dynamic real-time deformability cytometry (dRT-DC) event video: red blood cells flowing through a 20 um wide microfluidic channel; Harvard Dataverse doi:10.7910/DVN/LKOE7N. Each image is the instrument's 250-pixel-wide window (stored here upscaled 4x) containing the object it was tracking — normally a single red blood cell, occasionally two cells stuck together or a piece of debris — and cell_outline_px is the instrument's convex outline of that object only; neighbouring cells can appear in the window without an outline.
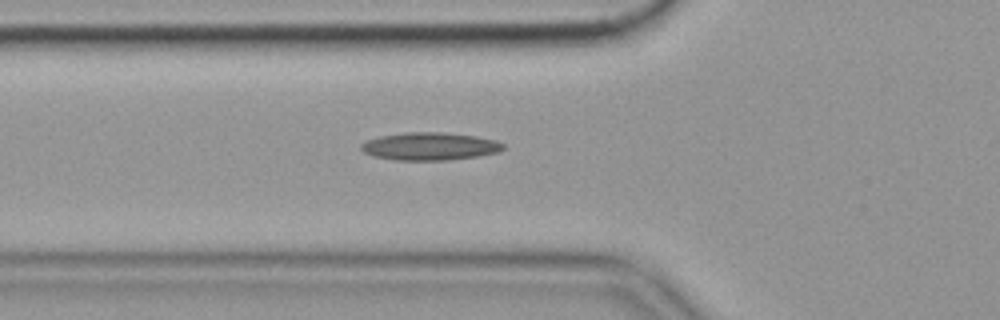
{"species": "common noctule bat (a hibernating species)", "species_latin": "Nyctalus noctula", "temperature_condition": "cold", "stored_images_in_passage": 37, "camera_frame_rate_fps": 3000, "um_per_image_px": 0.085, "animal": {"sex": "female", "body_mass_g": 19.9}, "frame": {"image": 1, "passage_image": 6, "time_ms": 1.667, "image_size_px": [1000, 320], "cell_outline_px": [[504, 148], [500, 152], [476, 156], [444, 160], [396, 160], [376, 156], [364, 152], [360, 148], [360, 144], [368, 140], [380, 136], [404, 132], [444, 132], [476, 136], [496, 140], [504, 144]], "centroid_in_image_um": [36.55, 12.42], "position_along_channel_um": 89.2, "area_um2": 22.89}}